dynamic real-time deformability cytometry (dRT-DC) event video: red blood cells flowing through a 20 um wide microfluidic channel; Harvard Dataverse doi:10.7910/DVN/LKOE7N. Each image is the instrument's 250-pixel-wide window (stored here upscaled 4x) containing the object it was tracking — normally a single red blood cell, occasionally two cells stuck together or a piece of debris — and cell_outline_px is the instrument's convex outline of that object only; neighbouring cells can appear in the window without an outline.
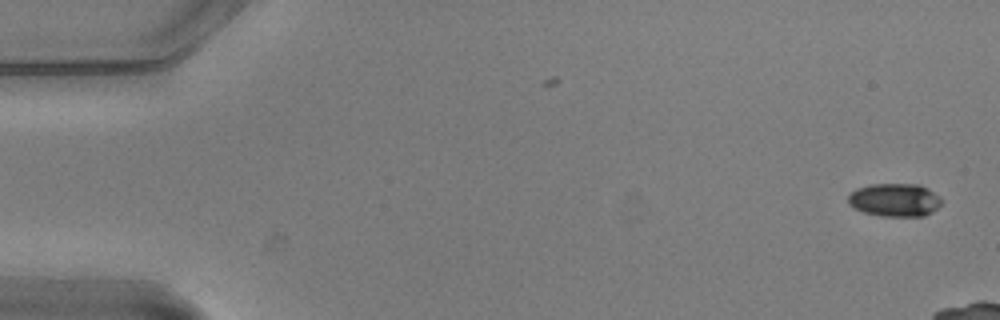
{"species": "common noctule bat (a hibernating species)", "species_latin": "Nyctalus noctula", "temperature_condition": "warm", "stored_images_in_passage": 2, "camera_frame_rate_fps": 3000, "um_per_image_px": 0.085, "animal": {"sex": "male", "body_mass_g": 20.5, "forearm_length_mm": 52.5}, "frame": {"image": 1, "passage_image": 2, "time_ms": 0.333, "image_size_px": [1000, 320], "cell_outline_px": [[940, 204], [932, 212], [924, 216], [880, 216], [864, 212], [848, 204], [848, 196], [856, 188], [868, 184], [920, 184], [928, 188], [940, 196]], "centroid_in_image_um": [76.05, 16.98], "position_along_channel_um": 9.0, "area_um2": 18.09}}